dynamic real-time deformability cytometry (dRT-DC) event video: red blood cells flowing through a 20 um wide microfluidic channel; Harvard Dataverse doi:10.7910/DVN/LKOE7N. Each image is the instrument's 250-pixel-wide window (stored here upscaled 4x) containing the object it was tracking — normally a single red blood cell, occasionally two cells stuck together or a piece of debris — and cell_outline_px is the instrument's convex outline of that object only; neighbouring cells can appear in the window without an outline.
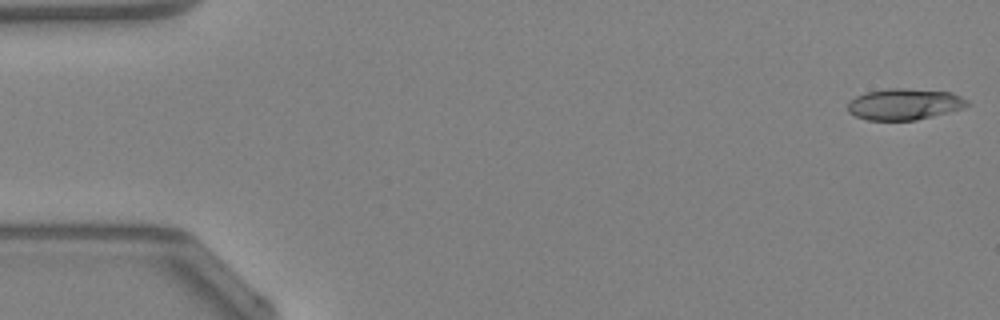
{"species": "Egyptian fruit bat (a non-hibernating species)", "species_latin": "Rousettus aegyptiacus", "temperature_condition": "warm", "stored_images_in_passage": 47, "camera_frame_rate_fps": 3000, "um_per_image_px": 0.085, "animal": {"sex": "female"}, "frame": {"image": 1, "passage_image": 1, "time_ms": 0.0, "image_size_px": [1000, 320], "cell_outline_px": [[972, 104], [964, 108], [916, 120], [868, 120], [856, 116], [848, 112], [848, 104], [856, 96], [864, 92], [888, 88], [904, 88], [952, 92], [968, 100]], "centroid_in_image_um": [76.9, 8.85], "position_along_channel_um": 8.1, "area_um2": 21.85}}
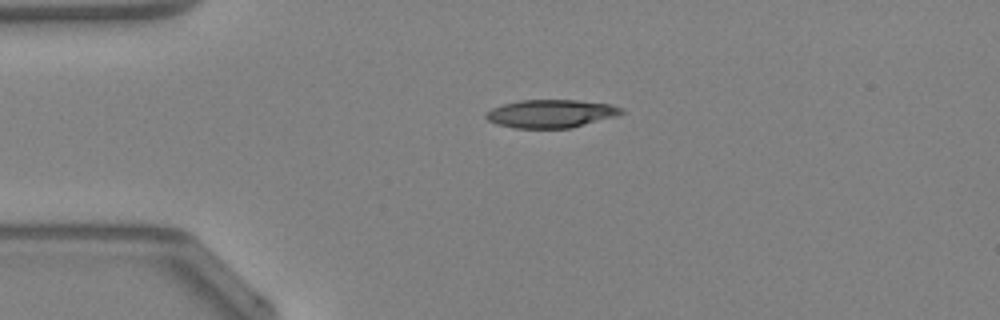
{"frame": {"image": 2, "passage_image": 11, "time_ms": 3.333, "image_size_px": [1000, 320], "cell_outline_px": [[624, 112], [616, 116], [572, 128], [516, 128], [496, 124], [488, 120], [484, 116], [484, 112], [492, 108], [504, 104], [520, 100], [576, 100], [608, 104], [624, 108]], "centroid_in_image_um": [46.81, 9.66], "position_along_channel_um": 38.2, "area_um2": 22.2}}
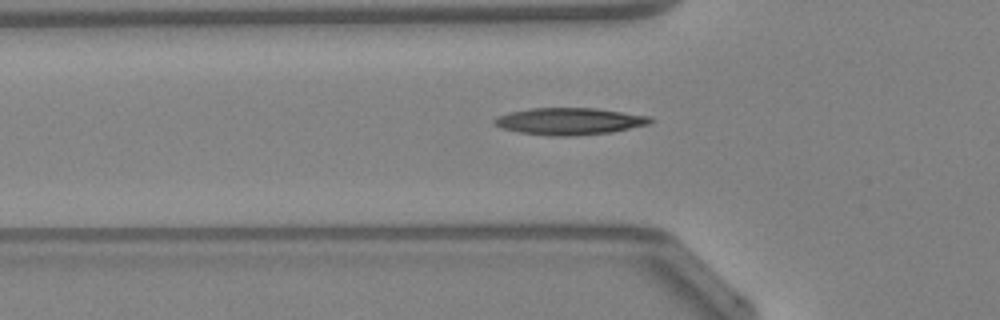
{"frame": {"image": 3, "passage_image": 16, "time_ms": 5.0, "image_size_px": [1000, 320], "cell_outline_px": [[652, 120], [648, 124], [612, 132], [568, 136], [552, 136], [520, 132], [500, 128], [492, 124], [492, 120], [508, 112], [532, 108], [596, 108], [652, 116]], "centroid_in_image_um": [48.38, 10.3], "position_along_channel_um": 77.4, "area_um2": 24.45}, "authors_computed_cell_mechanics": {"area_um2": 22.3108, "velocity_mm_per_s": 4.2969, "shape_relaxation_time_tau1_ms": 5.6786, "shape_relaxation_time_tau2_ms": 2.3066, "deformation_change_tau1": 0.1952, "deformation_change_tau2": 0.1208}}